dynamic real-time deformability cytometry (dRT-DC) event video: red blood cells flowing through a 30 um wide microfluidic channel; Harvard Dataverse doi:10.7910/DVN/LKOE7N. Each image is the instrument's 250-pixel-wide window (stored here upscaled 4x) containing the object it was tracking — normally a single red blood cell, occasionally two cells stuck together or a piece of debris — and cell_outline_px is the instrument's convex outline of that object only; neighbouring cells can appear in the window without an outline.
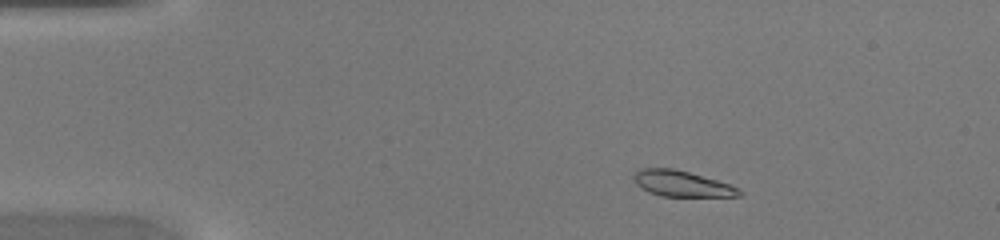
{"species": "common noctule bat (a hibernating species)", "species_latin": "Nyctalus noctula", "temperature_condition": "warm", "stored_images_in_passage": 42, "camera_frame_rate_fps": 3000, "um_per_image_px": 0.085, "animal": {"sex": "female", "body_mass_g": 20.0, "forearm_length_mm": 54.0}, "frame": {"image": 1, "passage_image": 4, "time_ms": 1.0, "image_size_px": [1000, 240], "cell_outline_px": [[744, 192], [740, 196], [660, 196], [648, 192], [640, 188], [632, 180], [632, 176], [640, 168], [672, 168], [688, 172], [716, 180], [740, 188]], "centroid_in_image_um": [57.91, 15.62], "position_along_channel_um": 27.1, "area_um2": 15.9}}
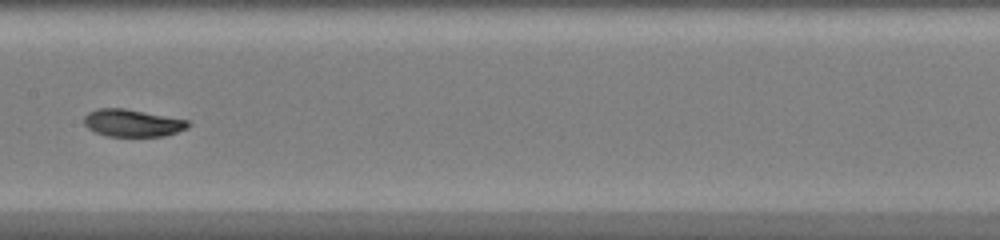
{"frame": {"image": 2, "passage_image": 20, "time_ms": 6.333, "image_size_px": [1000, 240], "cell_outline_px": [[192, 124], [188, 128], [164, 136], [108, 136], [96, 132], [88, 128], [84, 124], [84, 116], [88, 112], [96, 108], [124, 108], [188, 120]], "centroid_in_image_um": [11.26, 10.45], "position_along_channel_um": 196.1, "area_um2": 16.59}}
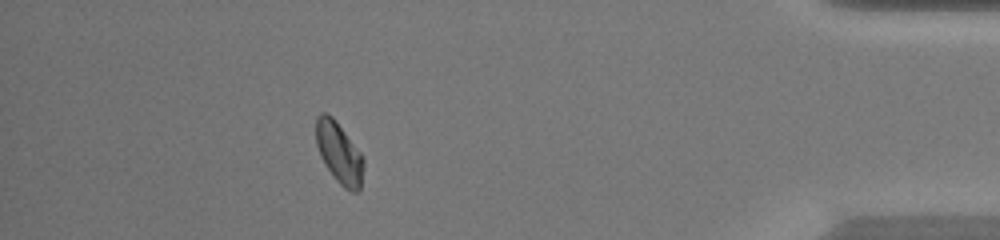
{"frame": {"image": 3, "passage_image": 37, "time_ms": 12.0, "image_size_px": [1000, 240], "cell_outline_px": [[364, 164], [360, 188], [356, 192], [352, 192], [344, 188], [336, 180], [324, 164], [320, 156], [316, 144], [316, 116], [320, 112], [324, 112], [332, 116], [336, 120], [360, 152], [364, 160]], "centroid_in_image_um": [28.81, 12.98], "position_along_channel_um": 406.4, "area_um2": 16.99}}